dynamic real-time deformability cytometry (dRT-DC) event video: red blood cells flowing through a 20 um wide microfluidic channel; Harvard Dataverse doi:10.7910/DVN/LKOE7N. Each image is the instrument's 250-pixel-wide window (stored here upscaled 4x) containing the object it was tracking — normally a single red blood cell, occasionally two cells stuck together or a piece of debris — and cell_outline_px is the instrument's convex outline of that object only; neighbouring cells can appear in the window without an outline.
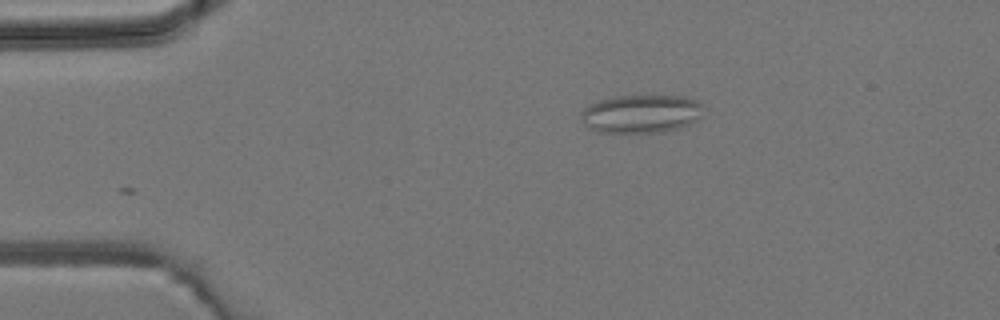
{"species": "common noctule bat (a hibernating species)", "species_latin": "Nyctalus noctula", "temperature_condition": "room temperature", "stored_images_in_passage": 5, "camera_frame_rate_fps": 3000, "um_per_image_px": 0.085, "animal": {"sex": "male", "body_mass_g": 19.2, "forearm_length_mm": 51.8}, "frame": {"image": 1, "passage_image": 5, "time_ms": 4.667, "image_size_px": [1000, 320], "cell_outline_px": [[704, 104], [696, 120], [680, 128], [664, 132], [600, 132], [588, 128], [584, 124], [580, 112], [588, 104], [600, 100], [616, 96], [684, 96], [696, 100]], "centroid_in_image_um": [54.47, 9.67], "position_along_channel_um": 30.5, "area_um2": 27.22}}